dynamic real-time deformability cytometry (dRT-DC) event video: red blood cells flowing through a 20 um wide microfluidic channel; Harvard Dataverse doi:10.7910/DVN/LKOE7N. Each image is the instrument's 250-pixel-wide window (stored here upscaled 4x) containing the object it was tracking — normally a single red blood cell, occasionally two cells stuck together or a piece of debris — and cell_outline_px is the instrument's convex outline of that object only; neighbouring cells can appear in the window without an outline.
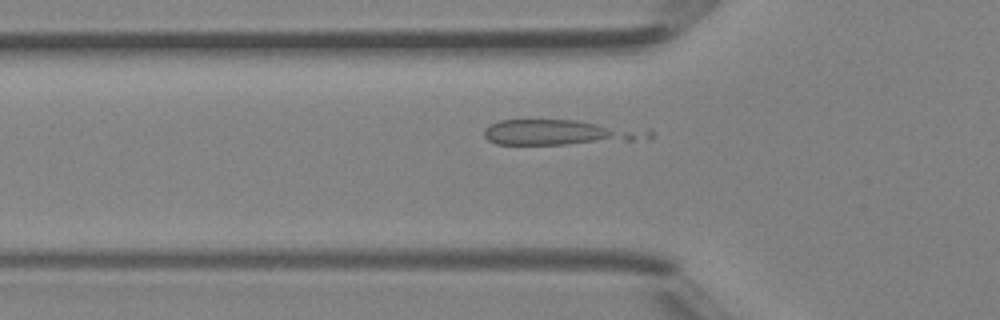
{"species": "Egyptian fruit bat (a non-hibernating species)", "species_latin": "Rousettus aegyptiacus", "temperature_condition": "room temperature", "stored_images_in_passage": 31, "camera_frame_rate_fps": 3000, "um_per_image_px": 0.085, "animal": {"sex": "female"}, "frame": {"image": 1, "passage_image": 7, "time_ms": 2.0, "image_size_px": [1000, 320], "cell_outline_px": [[652, 140], [564, 144], [496, 144], [488, 140], [484, 136], [484, 128], [488, 124], [500, 120], [576, 120], [648, 128], [652, 132]], "centroid_in_image_um": [47.74, 11.25], "position_along_channel_um": 78.1, "area_um2": 24.85}}
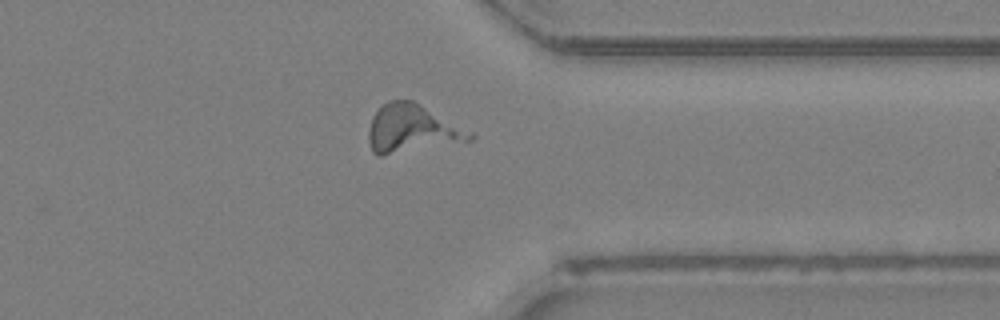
{"frame": {"image": 2, "passage_image": 26, "time_ms": 8.333, "image_size_px": [1000, 320], "cell_outline_px": [[476, 136], [472, 140], [380, 156], [376, 156], [372, 152], [368, 140], [368, 128], [372, 116], [388, 100], [412, 100], [472, 132]], "centroid_in_image_um": [34.97, 10.95], "position_along_channel_um": 376.4, "area_um2": 28.03}}